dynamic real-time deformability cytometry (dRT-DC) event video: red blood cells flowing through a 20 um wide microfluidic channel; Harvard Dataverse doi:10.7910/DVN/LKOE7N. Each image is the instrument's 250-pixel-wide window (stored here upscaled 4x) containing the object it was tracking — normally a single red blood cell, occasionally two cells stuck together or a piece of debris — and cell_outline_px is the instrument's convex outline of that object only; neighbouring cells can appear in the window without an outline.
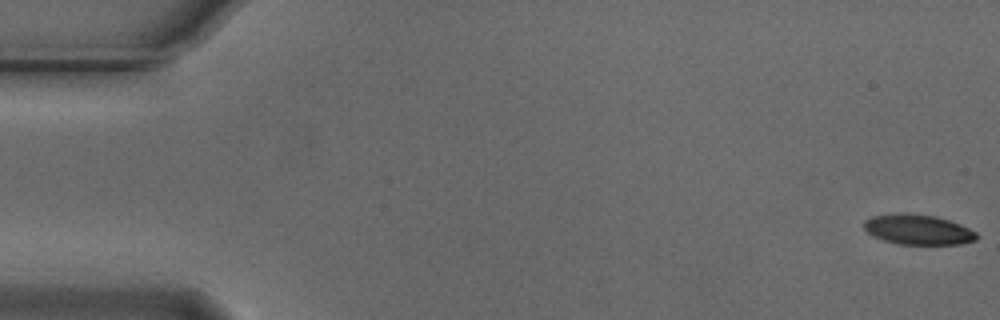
{"species": "Egyptian fruit bat (a non-hibernating species)", "species_latin": "Rousettus aegyptiacus", "temperature_condition": "cold", "stored_images_in_passage": 55, "camera_frame_rate_fps": 3000, "um_per_image_px": 0.085, "animal": {"sex": "male"}, "frame": {"image": 1, "passage_image": 1, "time_ms": 0.0, "image_size_px": [1000, 320], "cell_outline_px": [[980, 236], [976, 240], [960, 244], [896, 244], [872, 236], [864, 228], [864, 220], [872, 216], [896, 212], [908, 212], [936, 216], [960, 224], [976, 232]], "centroid_in_image_um": [78.02, 19.5], "position_along_channel_um": 7.0, "area_um2": 20.06}}
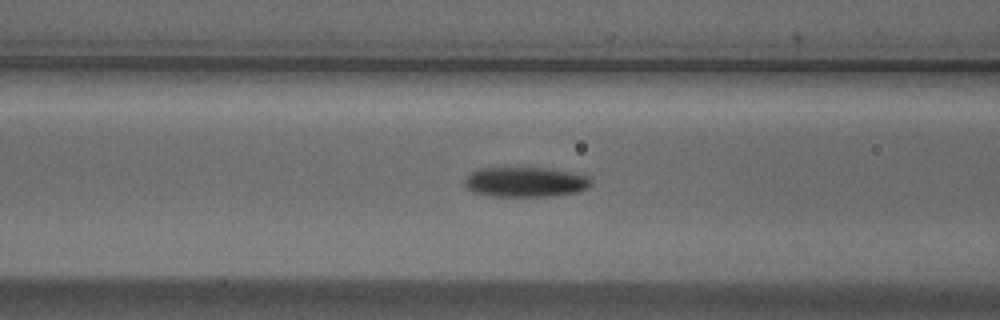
{"frame": {"image": 2, "passage_image": 22, "time_ms": 7.0, "image_size_px": [1000, 320], "cell_outline_px": [[592, 184], [588, 188], [576, 192], [552, 196], [488, 196], [472, 192], [464, 184], [464, 180], [472, 172], [480, 168], [552, 168], [588, 176], [592, 180]], "centroid_in_image_um": [44.67, 15.47], "position_along_channel_um": 121.9, "area_um2": 22.14}}
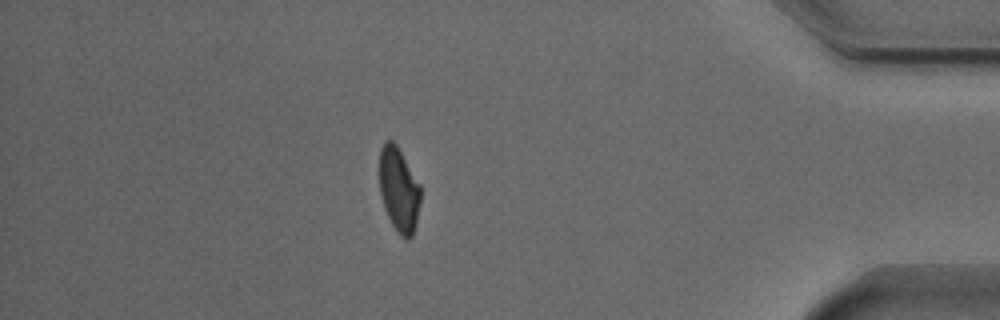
{"frame": {"image": 3, "passage_image": 48, "time_ms": 15.667, "image_size_px": [1000, 320], "cell_outline_px": [[420, 200], [416, 224], [412, 236], [408, 240], [404, 240], [400, 236], [392, 224], [384, 208], [380, 192], [380, 148], [384, 140], [392, 140], [396, 144], [420, 184]], "centroid_in_image_um": [33.9, 16.13], "position_along_channel_um": 401.3, "area_um2": 20.23}, "authors_computed_cell_mechanics": {"area_um2": 21.5016, "velocity_mm_per_s": 3.7269, "shape_relaxation_time_tau1_ms": 5.2055, "shape_relaxation_time_tau2_ms": 8.131, "deformation_change_tau1": 0.162, "deformation_change_tau2": 0.1353}}